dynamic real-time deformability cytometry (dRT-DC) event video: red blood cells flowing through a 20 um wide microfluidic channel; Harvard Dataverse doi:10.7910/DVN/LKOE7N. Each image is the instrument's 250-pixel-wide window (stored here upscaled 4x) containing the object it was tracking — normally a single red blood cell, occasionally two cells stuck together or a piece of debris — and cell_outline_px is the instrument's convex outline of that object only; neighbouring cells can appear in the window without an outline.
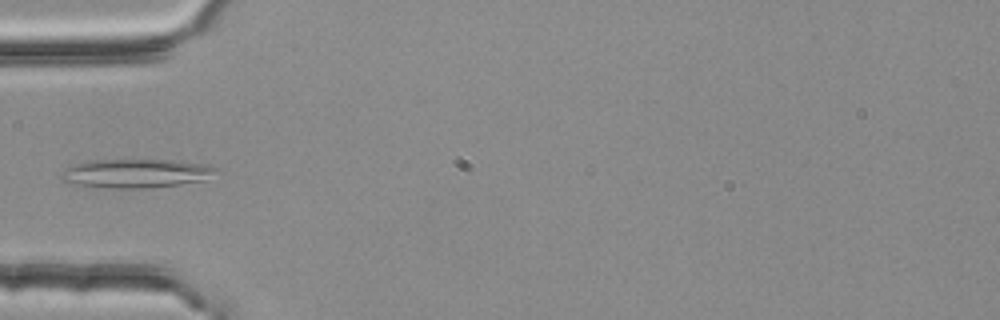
{"species": "common noctule bat (a hibernating species)", "species_latin": "Nyctalus noctula", "temperature_condition": "room temperature", "stored_images_in_passage": 3, "camera_frame_rate_fps": 3000, "um_per_image_px": 0.085, "animal": {"sex": "female", "body_mass_g": 25.1}, "frame": {"image": 1, "passage_image": 3, "time_ms": 0.667, "image_size_px": [1000, 320], "cell_outline_px": [[216, 168], [204, 180], [180, 184], [148, 188], [116, 188], [68, 184], [60, 180], [60, 172], [64, 168], [72, 164], [88, 160], [172, 160], [200, 164]], "centroid_in_image_um": [11.38, 14.74], "position_along_channel_um": 73.6, "area_um2": 25.84}}